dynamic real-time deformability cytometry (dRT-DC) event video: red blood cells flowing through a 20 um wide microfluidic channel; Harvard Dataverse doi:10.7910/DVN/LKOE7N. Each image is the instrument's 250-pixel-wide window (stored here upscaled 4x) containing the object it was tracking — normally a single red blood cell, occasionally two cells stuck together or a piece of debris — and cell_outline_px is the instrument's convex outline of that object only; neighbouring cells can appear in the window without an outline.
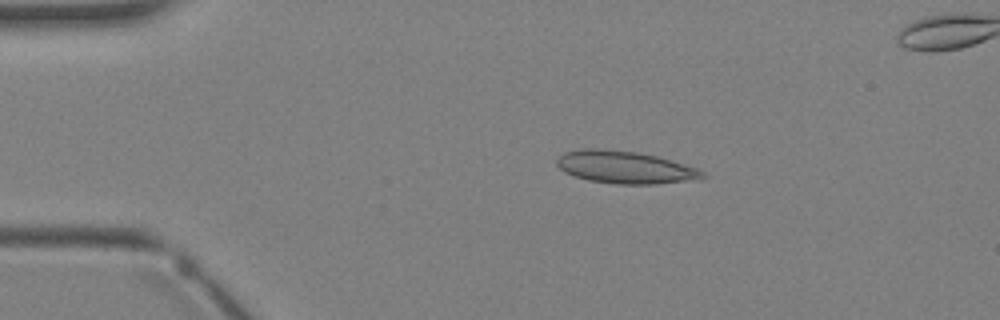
{"species": "Egyptian fruit bat (a non-hibernating species)", "species_latin": "Rousettus aegyptiacus", "temperature_condition": "warm", "stored_images_in_passage": 3, "camera_frame_rate_fps": 3000, "um_per_image_px": 0.085, "animal": {"sex": "female"}, "frame": {"image": 1, "passage_image": 1, "time_ms": 0.0, "image_size_px": [1000, 320], "cell_outline_px": [[708, 176], [700, 180], [652, 184], [616, 184], [588, 180], [564, 172], [556, 164], [556, 160], [564, 152], [580, 148], [596, 148], [636, 152], [656, 156], [696, 168], [704, 172]], "centroid_in_image_um": [53.13, 14.22], "position_along_channel_um": 31.9, "area_um2": 27.57}}